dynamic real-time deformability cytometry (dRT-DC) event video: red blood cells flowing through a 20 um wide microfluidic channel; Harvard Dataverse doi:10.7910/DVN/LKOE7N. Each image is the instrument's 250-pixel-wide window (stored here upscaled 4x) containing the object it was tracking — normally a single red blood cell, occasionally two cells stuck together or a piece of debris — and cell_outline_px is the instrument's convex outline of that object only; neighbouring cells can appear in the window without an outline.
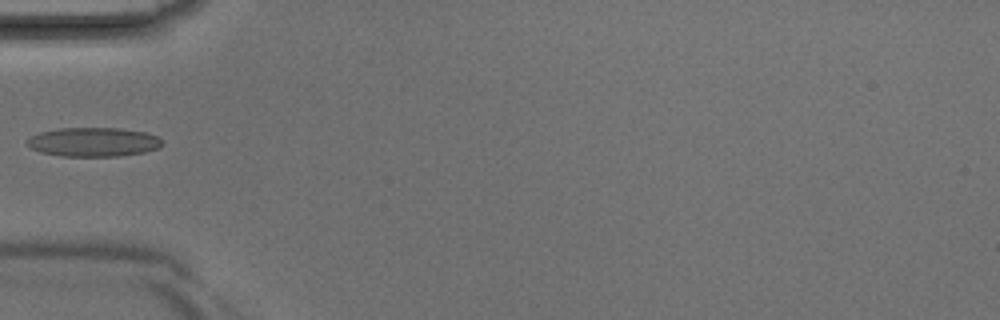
{"species": "Egyptian fruit bat (a non-hibernating species)", "species_latin": "Rousettus aegyptiacus", "temperature_condition": "room temperature", "stored_images_in_passage": 4, "camera_frame_rate_fps": 3000, "um_per_image_px": 0.085, "animal": {"sex": "male"}, "frame": {"image": 1, "passage_image": 4, "time_ms": 1.0, "image_size_px": [1000, 320], "cell_outline_px": [[160, 148], [144, 152], [120, 156], [64, 156], [40, 152], [32, 148], [28, 144], [28, 136], [40, 132], [60, 128], [120, 128], [148, 132], [156, 136], [160, 140]], "centroid_in_image_um": [7.94, 12.06], "position_along_channel_um": 77.1, "area_um2": 22.83}}